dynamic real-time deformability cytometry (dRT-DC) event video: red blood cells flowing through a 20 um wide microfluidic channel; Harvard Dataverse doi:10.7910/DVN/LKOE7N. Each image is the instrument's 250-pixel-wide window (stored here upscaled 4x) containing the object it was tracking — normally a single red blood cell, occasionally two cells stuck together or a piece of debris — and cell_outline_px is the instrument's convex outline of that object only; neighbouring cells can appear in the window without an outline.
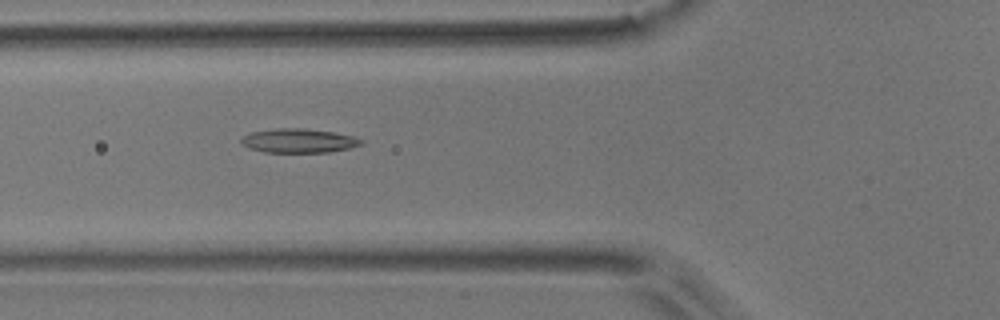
{"species": "common noctule bat (a hibernating species)", "species_latin": "Nyctalus noctula", "temperature_condition": "room temperature", "stored_images_in_passage": 7, "camera_frame_rate_fps": 3000, "um_per_image_px": 0.085, "animal": {"sex": "male", "body_mass_g": 17.9}, "frame": {"image": 1, "passage_image": 3, "time_ms": 0.667, "image_size_px": [1000, 320], "cell_outline_px": [[364, 144], [348, 148], [328, 152], [264, 152], [248, 148], [240, 144], [240, 140], [244, 136], [252, 132], [276, 128], [300, 128], [332, 132], [352, 136], [364, 140]], "centroid_in_image_um": [25.36, 11.96], "position_along_channel_um": 100.4, "area_um2": 16.76}}
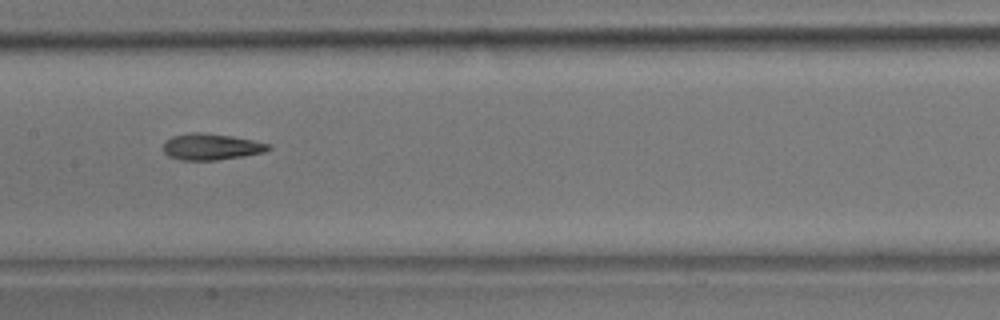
{"frame": {"image": 2, "passage_image": 5, "time_ms": 1.333, "image_size_px": [1000, 320], "cell_outline_px": [[272, 148], [264, 152], [244, 156], [216, 160], [180, 160], [168, 156], [164, 152], [164, 144], [172, 136], [188, 132], [200, 132], [232, 136], [252, 140], [268, 144]], "centroid_in_image_um": [17.94, 12.47], "position_along_channel_um": 189.5, "area_um2": 16.07}}
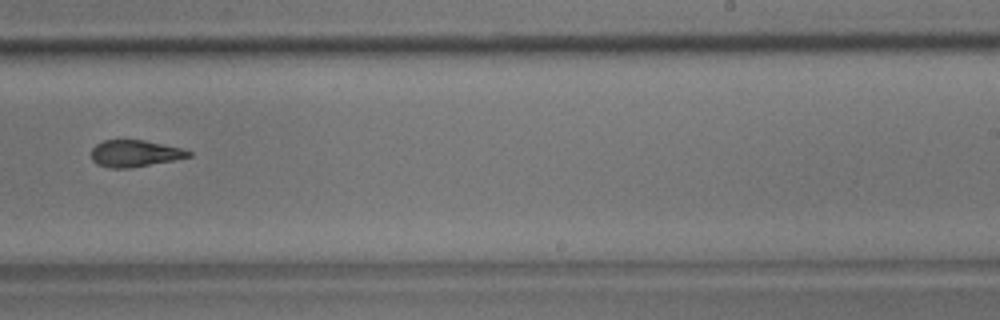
{"frame": {"image": 3, "passage_image": 7, "time_ms": 2.0, "image_size_px": [1000, 320], "cell_outline_px": [[192, 156], [172, 160], [128, 168], [112, 168], [96, 164], [92, 160], [92, 148], [96, 144], [104, 140], [144, 140], [180, 148], [192, 152]], "centroid_in_image_um": [11.43, 13.04], "position_along_channel_um": 277.6, "area_um2": 14.91}}